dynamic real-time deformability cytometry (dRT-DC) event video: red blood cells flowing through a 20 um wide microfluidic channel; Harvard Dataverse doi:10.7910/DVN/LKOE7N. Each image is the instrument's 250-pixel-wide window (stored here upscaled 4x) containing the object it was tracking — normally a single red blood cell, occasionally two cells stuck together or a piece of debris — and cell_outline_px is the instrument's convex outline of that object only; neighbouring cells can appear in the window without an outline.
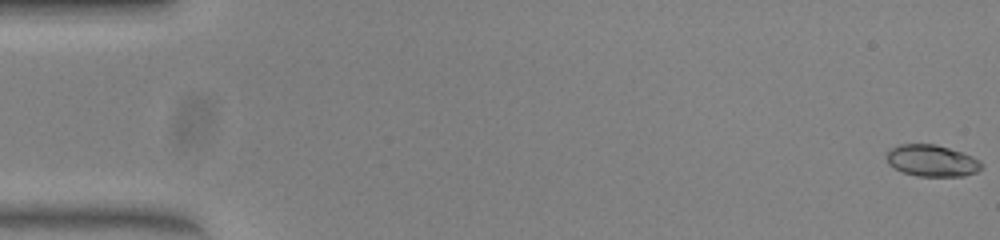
{"species": "common noctule bat (a hibernating species)", "species_latin": "Nyctalus noctula", "temperature_condition": "warm", "stored_images_in_passage": 51, "camera_frame_rate_fps": 3000, "um_per_image_px": 0.085, "animal": {"sex": "female", "body_mass_g": 23.0, "forearm_length_mm": 53.4}, "frame": {"image": 1, "passage_image": 1, "time_ms": 0.0, "image_size_px": [1000, 240], "cell_outline_px": [[984, 168], [976, 172], [964, 176], [916, 176], [904, 172], [888, 164], [884, 156], [888, 148], [900, 144], [936, 144], [972, 156], [980, 160], [984, 164]], "centroid_in_image_um": [79.19, 13.65], "position_along_channel_um": 5.8, "area_um2": 17.74}}
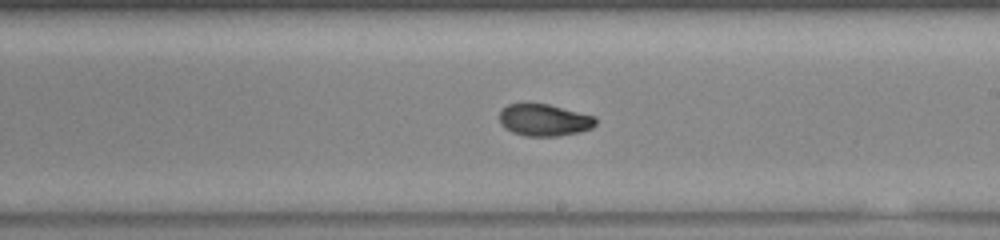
{"frame": {"image": 2, "passage_image": 30, "time_ms": 9.667, "image_size_px": [1000, 240], "cell_outline_px": [[596, 124], [592, 128], [580, 132], [556, 136], [524, 136], [512, 132], [504, 128], [500, 124], [500, 112], [508, 104], [548, 104], [596, 116]], "centroid_in_image_um": [46.27, 10.21], "position_along_channel_um": 242.7, "area_um2": 17.92}}
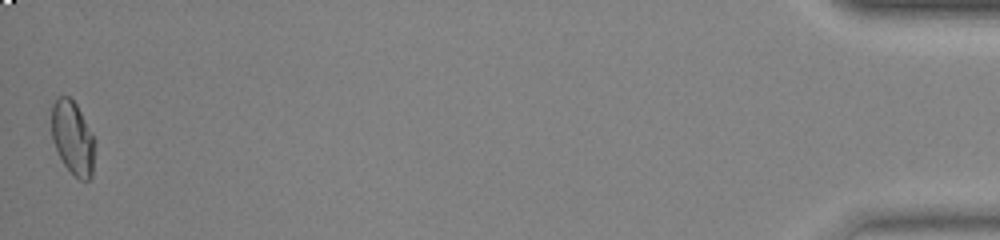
{"frame": {"image": 3, "passage_image": 51, "time_ms": 16.667, "image_size_px": [1000, 240], "cell_outline_px": [[96, 140], [92, 176], [88, 180], [80, 180], [64, 164], [52, 140], [52, 104], [56, 96], [68, 96], [76, 104]], "centroid_in_image_um": [6.2, 11.7], "position_along_channel_um": 429.0, "area_um2": 18.55}, "authors_computed_cell_mechanics": {"area_um2": 18.0914, "velocity_mm_per_s": 4.0593, "shape_relaxation_time_tau1_ms": null, "shape_relaxation_time_tau2_ms": 1.4305, "deformation_change_tau1": null, "deformation_change_tau2": 0.0464}}